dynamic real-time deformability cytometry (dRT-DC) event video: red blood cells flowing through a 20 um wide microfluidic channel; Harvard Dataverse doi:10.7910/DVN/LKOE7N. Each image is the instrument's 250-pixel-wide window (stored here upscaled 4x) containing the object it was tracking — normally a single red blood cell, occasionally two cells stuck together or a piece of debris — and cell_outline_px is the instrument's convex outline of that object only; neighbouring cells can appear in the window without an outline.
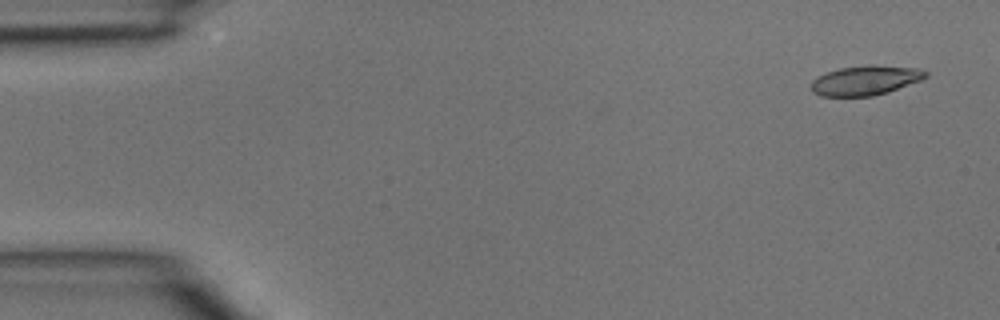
{"species": "common noctule bat (a hibernating species)", "species_latin": "Nyctalus noctula", "temperature_condition": "room temperature", "stored_images_in_passage": 43, "camera_frame_rate_fps": 3000, "um_per_image_px": 0.085, "animal": {"sex": "male", "body_mass_g": 15.6}, "frame": {"image": 1, "passage_image": 1, "time_ms": 0.0, "image_size_px": [1000, 320], "cell_outline_px": [[928, 76], [920, 80], [888, 92], [872, 96], [820, 96], [812, 92], [812, 80], [828, 72], [840, 68], [868, 64], [872, 64], [920, 68], [928, 72]], "centroid_in_image_um": [73.59, 6.82], "position_along_channel_um": 11.4, "area_um2": 19.77}}
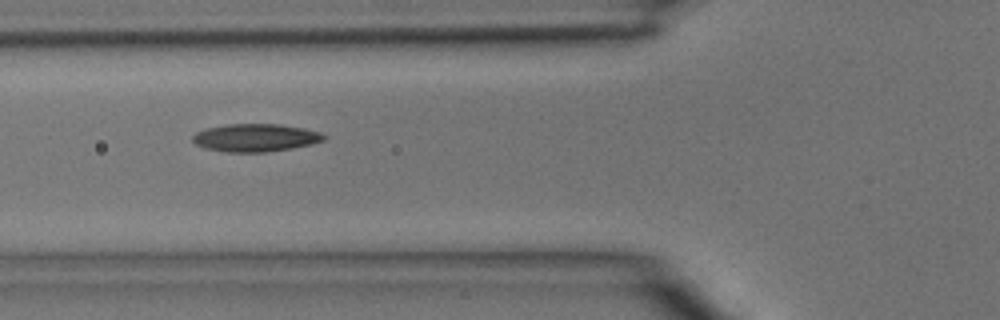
{"frame": {"image": 2, "passage_image": 15, "time_ms": 4.667, "image_size_px": [1000, 320], "cell_outline_px": [[328, 136], [324, 140], [312, 144], [292, 148], [264, 152], [224, 152], [204, 148], [196, 144], [192, 140], [192, 136], [196, 132], [204, 128], [228, 124], [280, 124], [304, 128], [320, 132]], "centroid_in_image_um": [21.71, 11.7], "position_along_channel_um": 104.1, "area_um2": 21.44}}
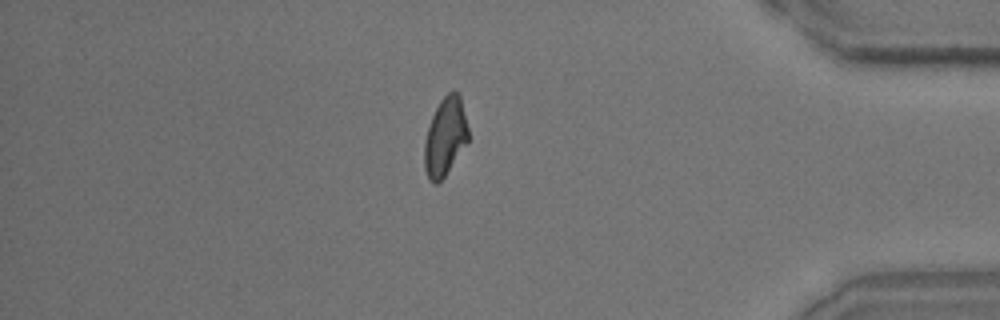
{"frame": {"image": 3, "passage_image": 37, "time_ms": 12.0, "image_size_px": [1000, 320], "cell_outline_px": [[468, 140], [444, 176], [436, 184], [432, 184], [428, 180], [424, 168], [424, 144], [428, 128], [432, 116], [440, 100], [452, 88], [460, 96], [468, 128]], "centroid_in_image_um": [37.82, 11.62], "position_along_channel_um": 397.4, "area_um2": 19.77}}